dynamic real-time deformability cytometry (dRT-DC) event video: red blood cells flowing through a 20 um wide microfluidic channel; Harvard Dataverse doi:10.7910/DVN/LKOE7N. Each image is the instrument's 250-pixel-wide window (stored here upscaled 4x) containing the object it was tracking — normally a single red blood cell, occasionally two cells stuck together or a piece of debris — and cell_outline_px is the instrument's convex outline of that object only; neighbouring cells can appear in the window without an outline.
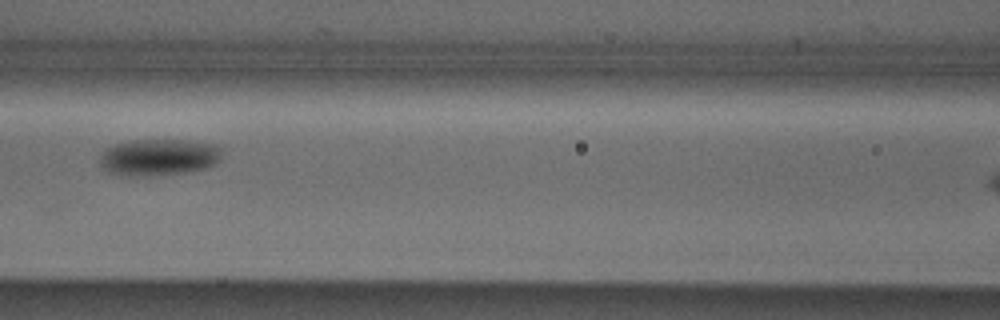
{"species": "Egyptian fruit bat (a non-hibernating species)", "species_latin": "Rousettus aegyptiacus", "temperature_condition": "cold", "stored_images_in_passage": 8, "camera_frame_rate_fps": 3000, "um_per_image_px": 0.085, "animal": {"sex": "male"}, "frame": {"image": 1, "passage_image": 7, "time_ms": 2.0, "image_size_px": [1000, 320], "cell_outline_px": [[220, 156], [216, 164], [208, 168], [184, 172], [144, 176], [128, 176], [108, 172], [100, 164], [100, 156], [104, 148], [112, 144], [132, 140], [188, 140], [216, 144], [220, 148]], "centroid_in_image_um": [13.47, 13.35], "position_along_channel_um": 153.1, "area_um2": 26.24}}
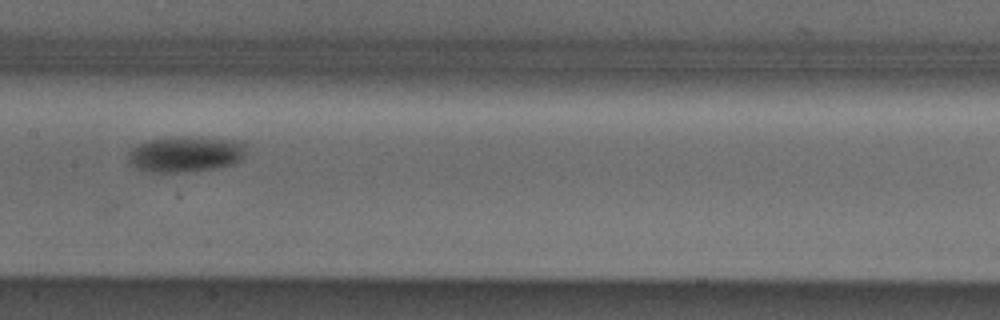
{"frame": {"image": 2, "passage_image": 8, "time_ms": 2.333, "image_size_px": [1000, 320], "cell_outline_px": [[252, 144], [244, 156], [240, 160], [232, 164], [212, 168], [180, 172], [152, 172], [136, 168], [128, 160], [128, 152], [136, 144], [148, 140], [176, 136], [200, 136], [244, 140]], "centroid_in_image_um": [15.87, 13.05], "position_along_channel_um": 191.5, "area_um2": 25.37}}